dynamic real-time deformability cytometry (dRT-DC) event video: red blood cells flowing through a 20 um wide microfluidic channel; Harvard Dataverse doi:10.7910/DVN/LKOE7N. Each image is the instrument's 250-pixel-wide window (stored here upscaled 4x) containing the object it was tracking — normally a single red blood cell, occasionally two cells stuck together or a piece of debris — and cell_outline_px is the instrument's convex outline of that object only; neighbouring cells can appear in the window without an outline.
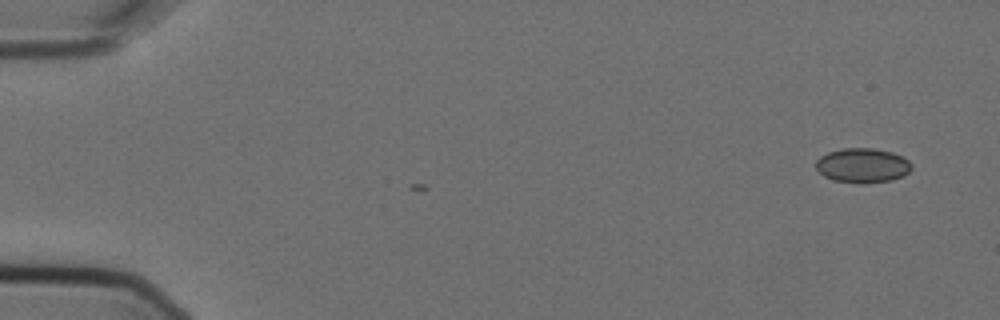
{"species": "Egyptian fruit bat (a non-hibernating species)", "species_latin": "Rousettus aegyptiacus", "temperature_condition": "cold", "stored_images_in_passage": 5, "camera_frame_rate_fps": 3000, "um_per_image_px": 0.085, "animal": {"sex": "female"}, "frame": {"image": 1, "passage_image": 1, "time_ms": 0.0, "image_size_px": [1000, 320], "cell_outline_px": [[912, 168], [904, 176], [892, 180], [864, 184], [832, 180], [824, 176], [816, 168], [816, 160], [820, 156], [828, 152], [844, 148], [872, 148], [892, 152], [904, 156], [912, 164]], "centroid_in_image_um": [73.34, 14.07], "position_along_channel_um": 11.7, "area_um2": 19.48}}
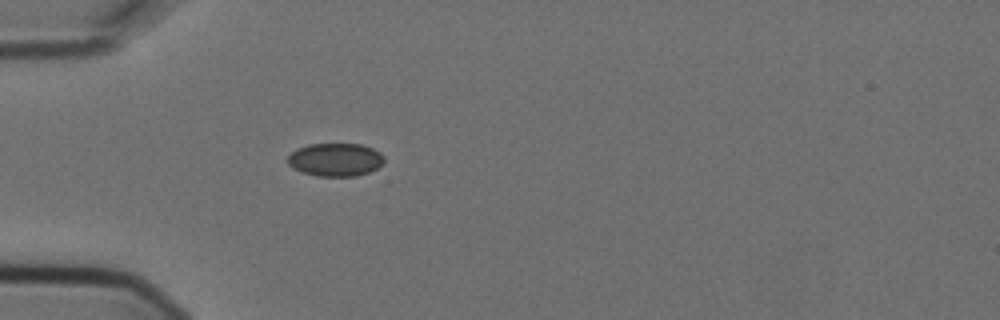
{"frame": {"image": 2, "passage_image": 5, "time_ms": 1.333, "image_size_px": [1000, 320], "cell_outline_px": [[384, 160], [376, 168], [368, 172], [352, 176], [320, 176], [304, 172], [292, 168], [288, 164], [288, 156], [296, 148], [308, 144], [360, 144], [372, 148], [380, 152], [384, 156]], "centroid_in_image_um": [28.49, 13.55], "position_along_channel_um": 56.5, "area_um2": 18.44}}